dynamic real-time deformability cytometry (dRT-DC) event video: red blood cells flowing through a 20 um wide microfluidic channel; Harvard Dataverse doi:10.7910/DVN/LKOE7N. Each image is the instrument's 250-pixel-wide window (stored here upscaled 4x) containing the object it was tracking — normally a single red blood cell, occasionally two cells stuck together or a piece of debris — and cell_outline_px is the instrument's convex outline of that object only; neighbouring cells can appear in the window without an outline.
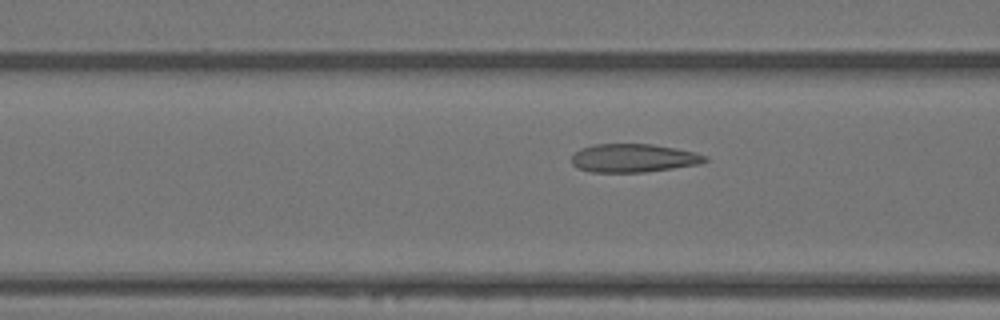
{"species": "Egyptian fruit bat (a non-hibernating species)", "species_latin": "Rousettus aegyptiacus", "temperature_condition": "warm", "stored_images_in_passage": 54, "camera_frame_rate_fps": 3000, "um_per_image_px": 0.085, "animal": {"sex": "female"}, "frame": {"image": 1, "passage_image": 21, "time_ms": 6.667, "image_size_px": [1000, 320], "cell_outline_px": [[708, 160], [700, 164], [644, 172], [592, 172], [576, 168], [572, 164], [572, 156], [580, 148], [592, 144], [652, 144], [676, 148], [696, 152], [708, 156]], "centroid_in_image_um": [53.85, 13.43], "position_along_channel_um": 112.8, "area_um2": 22.2}}
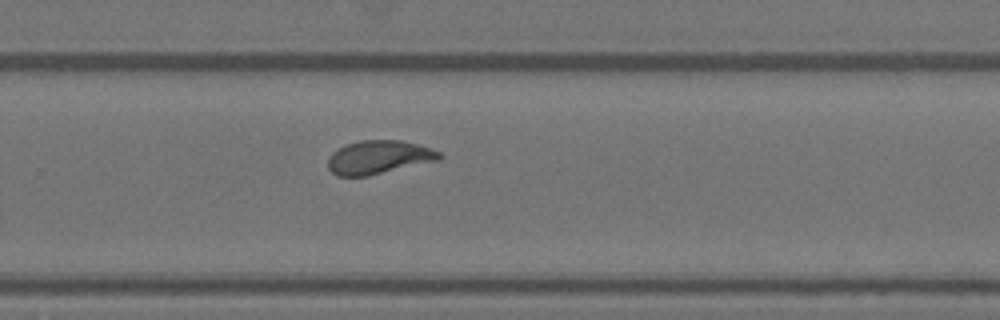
{"frame": {"image": 2, "passage_image": 37, "time_ms": 12.0, "image_size_px": [1000, 320], "cell_outline_px": [[444, 156], [440, 160], [368, 176], [336, 176], [328, 168], [328, 156], [332, 152], [344, 144], [360, 140], [400, 140], [416, 144], [440, 152]], "centroid_in_image_um": [32.17, 13.37], "position_along_channel_um": 297.6, "area_um2": 21.91}}
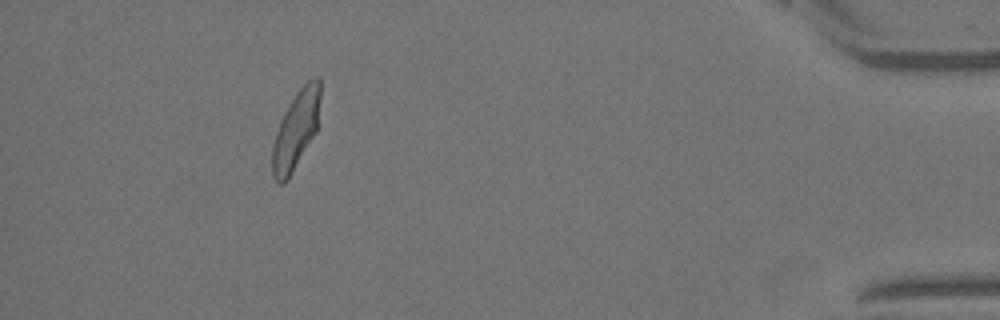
{"frame": {"image": 3, "passage_image": 52, "time_ms": 17.0, "image_size_px": [1000, 320], "cell_outline_px": [[320, 100], [316, 132], [288, 180], [284, 184], [280, 184], [272, 176], [272, 144], [280, 120], [284, 112], [296, 92], [308, 80], [316, 76], [320, 76]], "centroid_in_image_um": [25.15, 11.05], "position_along_channel_um": 410.1, "area_um2": 21.91}}